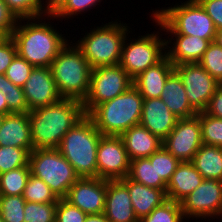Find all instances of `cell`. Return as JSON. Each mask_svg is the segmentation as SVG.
Segmentation results:
<instances>
[{"label": "cell", "instance_id": "1", "mask_svg": "<svg viewBox=\"0 0 222 222\" xmlns=\"http://www.w3.org/2000/svg\"><path fill=\"white\" fill-rule=\"evenodd\" d=\"M28 115L33 149L58 148L64 135L86 116L83 102L72 98H62Z\"/></svg>", "mask_w": 222, "mask_h": 222}, {"label": "cell", "instance_id": "2", "mask_svg": "<svg viewBox=\"0 0 222 222\" xmlns=\"http://www.w3.org/2000/svg\"><path fill=\"white\" fill-rule=\"evenodd\" d=\"M45 17L19 19L10 36L16 45L17 55L34 67H51L60 50L70 42L57 28L54 29L50 21L46 22Z\"/></svg>", "mask_w": 222, "mask_h": 222}, {"label": "cell", "instance_id": "3", "mask_svg": "<svg viewBox=\"0 0 222 222\" xmlns=\"http://www.w3.org/2000/svg\"><path fill=\"white\" fill-rule=\"evenodd\" d=\"M143 101L139 90L131 85L119 96L96 106L87 116L102 135L121 136L140 124Z\"/></svg>", "mask_w": 222, "mask_h": 222}, {"label": "cell", "instance_id": "4", "mask_svg": "<svg viewBox=\"0 0 222 222\" xmlns=\"http://www.w3.org/2000/svg\"><path fill=\"white\" fill-rule=\"evenodd\" d=\"M153 23L169 34L197 36L213 42L217 29L197 0H187L173 7L152 10Z\"/></svg>", "mask_w": 222, "mask_h": 222}, {"label": "cell", "instance_id": "5", "mask_svg": "<svg viewBox=\"0 0 222 222\" xmlns=\"http://www.w3.org/2000/svg\"><path fill=\"white\" fill-rule=\"evenodd\" d=\"M102 134L86 115L63 137L58 150L81 177H97V148Z\"/></svg>", "mask_w": 222, "mask_h": 222}, {"label": "cell", "instance_id": "6", "mask_svg": "<svg viewBox=\"0 0 222 222\" xmlns=\"http://www.w3.org/2000/svg\"><path fill=\"white\" fill-rule=\"evenodd\" d=\"M71 43L67 42L60 50L50 68L59 94L83 102L89 92L92 68L79 48Z\"/></svg>", "mask_w": 222, "mask_h": 222}, {"label": "cell", "instance_id": "7", "mask_svg": "<svg viewBox=\"0 0 222 222\" xmlns=\"http://www.w3.org/2000/svg\"><path fill=\"white\" fill-rule=\"evenodd\" d=\"M112 21L97 26L86 32L83 38H80L74 44L82 52L90 67L93 69L99 66L117 65L121 59L123 42L130 27ZM87 34V35H86Z\"/></svg>", "mask_w": 222, "mask_h": 222}, {"label": "cell", "instance_id": "8", "mask_svg": "<svg viewBox=\"0 0 222 222\" xmlns=\"http://www.w3.org/2000/svg\"><path fill=\"white\" fill-rule=\"evenodd\" d=\"M28 164L31 175L42 179L58 199L65 198L80 178L57 148L33 149Z\"/></svg>", "mask_w": 222, "mask_h": 222}, {"label": "cell", "instance_id": "9", "mask_svg": "<svg viewBox=\"0 0 222 222\" xmlns=\"http://www.w3.org/2000/svg\"><path fill=\"white\" fill-rule=\"evenodd\" d=\"M160 35L162 34L157 31L141 35L133 40L127 39L128 35H126L119 65L132 79L149 67L156 65L166 56V39H162Z\"/></svg>", "mask_w": 222, "mask_h": 222}, {"label": "cell", "instance_id": "10", "mask_svg": "<svg viewBox=\"0 0 222 222\" xmlns=\"http://www.w3.org/2000/svg\"><path fill=\"white\" fill-rule=\"evenodd\" d=\"M132 82L133 79L119 64L93 68L89 92L83 101L85 114L88 115L99 104L125 92L133 85Z\"/></svg>", "mask_w": 222, "mask_h": 222}, {"label": "cell", "instance_id": "11", "mask_svg": "<svg viewBox=\"0 0 222 222\" xmlns=\"http://www.w3.org/2000/svg\"><path fill=\"white\" fill-rule=\"evenodd\" d=\"M180 205L185 220L190 218H196V220L199 218L200 220L219 219L222 217V181L212 178L204 179L180 202Z\"/></svg>", "mask_w": 222, "mask_h": 222}, {"label": "cell", "instance_id": "12", "mask_svg": "<svg viewBox=\"0 0 222 222\" xmlns=\"http://www.w3.org/2000/svg\"><path fill=\"white\" fill-rule=\"evenodd\" d=\"M184 85L188 102L197 112H204L220 85L199 63H185L174 66Z\"/></svg>", "mask_w": 222, "mask_h": 222}, {"label": "cell", "instance_id": "13", "mask_svg": "<svg viewBox=\"0 0 222 222\" xmlns=\"http://www.w3.org/2000/svg\"><path fill=\"white\" fill-rule=\"evenodd\" d=\"M96 157L98 178L120 180L127 177L130 160L121 136L102 135Z\"/></svg>", "mask_w": 222, "mask_h": 222}, {"label": "cell", "instance_id": "14", "mask_svg": "<svg viewBox=\"0 0 222 222\" xmlns=\"http://www.w3.org/2000/svg\"><path fill=\"white\" fill-rule=\"evenodd\" d=\"M202 144L199 112L195 116L178 119L162 146L182 162L192 161Z\"/></svg>", "mask_w": 222, "mask_h": 222}, {"label": "cell", "instance_id": "15", "mask_svg": "<svg viewBox=\"0 0 222 222\" xmlns=\"http://www.w3.org/2000/svg\"><path fill=\"white\" fill-rule=\"evenodd\" d=\"M106 193V179L81 177L70 187L64 199L87 215L103 214Z\"/></svg>", "mask_w": 222, "mask_h": 222}, {"label": "cell", "instance_id": "16", "mask_svg": "<svg viewBox=\"0 0 222 222\" xmlns=\"http://www.w3.org/2000/svg\"><path fill=\"white\" fill-rule=\"evenodd\" d=\"M23 91L29 111L51 105L63 98L55 85L50 67H34Z\"/></svg>", "mask_w": 222, "mask_h": 222}, {"label": "cell", "instance_id": "17", "mask_svg": "<svg viewBox=\"0 0 222 222\" xmlns=\"http://www.w3.org/2000/svg\"><path fill=\"white\" fill-rule=\"evenodd\" d=\"M166 39V57L174 66L185 63H198L211 43L207 39L182 34H171V38Z\"/></svg>", "mask_w": 222, "mask_h": 222}, {"label": "cell", "instance_id": "18", "mask_svg": "<svg viewBox=\"0 0 222 222\" xmlns=\"http://www.w3.org/2000/svg\"><path fill=\"white\" fill-rule=\"evenodd\" d=\"M104 216L109 222H139L128 188L120 180H107Z\"/></svg>", "mask_w": 222, "mask_h": 222}, {"label": "cell", "instance_id": "19", "mask_svg": "<svg viewBox=\"0 0 222 222\" xmlns=\"http://www.w3.org/2000/svg\"><path fill=\"white\" fill-rule=\"evenodd\" d=\"M177 120L161 98L144 99L140 125L161 140L174 129Z\"/></svg>", "mask_w": 222, "mask_h": 222}, {"label": "cell", "instance_id": "20", "mask_svg": "<svg viewBox=\"0 0 222 222\" xmlns=\"http://www.w3.org/2000/svg\"><path fill=\"white\" fill-rule=\"evenodd\" d=\"M0 146L33 150L30 118L28 113H10L4 115L0 127Z\"/></svg>", "mask_w": 222, "mask_h": 222}, {"label": "cell", "instance_id": "21", "mask_svg": "<svg viewBox=\"0 0 222 222\" xmlns=\"http://www.w3.org/2000/svg\"><path fill=\"white\" fill-rule=\"evenodd\" d=\"M173 71L174 65L165 56L156 65L137 75L132 83L144 99L160 98L164 84Z\"/></svg>", "mask_w": 222, "mask_h": 222}, {"label": "cell", "instance_id": "22", "mask_svg": "<svg viewBox=\"0 0 222 222\" xmlns=\"http://www.w3.org/2000/svg\"><path fill=\"white\" fill-rule=\"evenodd\" d=\"M204 178L191 161H182L172 174L166 187L167 199L180 203L194 191Z\"/></svg>", "mask_w": 222, "mask_h": 222}, {"label": "cell", "instance_id": "23", "mask_svg": "<svg viewBox=\"0 0 222 222\" xmlns=\"http://www.w3.org/2000/svg\"><path fill=\"white\" fill-rule=\"evenodd\" d=\"M121 138L130 161L136 158L151 156L158 151L163 144V140L140 124L126 130L121 135Z\"/></svg>", "mask_w": 222, "mask_h": 222}, {"label": "cell", "instance_id": "24", "mask_svg": "<svg viewBox=\"0 0 222 222\" xmlns=\"http://www.w3.org/2000/svg\"><path fill=\"white\" fill-rule=\"evenodd\" d=\"M120 181L128 188L133 210L139 221L167 200L166 193L161 189L148 187L128 177Z\"/></svg>", "mask_w": 222, "mask_h": 222}, {"label": "cell", "instance_id": "25", "mask_svg": "<svg viewBox=\"0 0 222 222\" xmlns=\"http://www.w3.org/2000/svg\"><path fill=\"white\" fill-rule=\"evenodd\" d=\"M160 98L178 119L198 114L188 102L184 85L175 71L168 76Z\"/></svg>", "mask_w": 222, "mask_h": 222}, {"label": "cell", "instance_id": "26", "mask_svg": "<svg viewBox=\"0 0 222 222\" xmlns=\"http://www.w3.org/2000/svg\"><path fill=\"white\" fill-rule=\"evenodd\" d=\"M191 162L204 179L222 181V147L202 144Z\"/></svg>", "mask_w": 222, "mask_h": 222}, {"label": "cell", "instance_id": "27", "mask_svg": "<svg viewBox=\"0 0 222 222\" xmlns=\"http://www.w3.org/2000/svg\"><path fill=\"white\" fill-rule=\"evenodd\" d=\"M127 177L148 187L161 189L166 193L167 184L163 180H156L155 153L149 157L131 160Z\"/></svg>", "mask_w": 222, "mask_h": 222}, {"label": "cell", "instance_id": "28", "mask_svg": "<svg viewBox=\"0 0 222 222\" xmlns=\"http://www.w3.org/2000/svg\"><path fill=\"white\" fill-rule=\"evenodd\" d=\"M30 175L29 164L0 174V195H22Z\"/></svg>", "mask_w": 222, "mask_h": 222}, {"label": "cell", "instance_id": "29", "mask_svg": "<svg viewBox=\"0 0 222 222\" xmlns=\"http://www.w3.org/2000/svg\"><path fill=\"white\" fill-rule=\"evenodd\" d=\"M22 197L26 202L36 203H57L59 200L42 179L33 175L29 176Z\"/></svg>", "mask_w": 222, "mask_h": 222}, {"label": "cell", "instance_id": "30", "mask_svg": "<svg viewBox=\"0 0 222 222\" xmlns=\"http://www.w3.org/2000/svg\"><path fill=\"white\" fill-rule=\"evenodd\" d=\"M184 219L180 203L167 199L139 222H185Z\"/></svg>", "mask_w": 222, "mask_h": 222}, {"label": "cell", "instance_id": "31", "mask_svg": "<svg viewBox=\"0 0 222 222\" xmlns=\"http://www.w3.org/2000/svg\"><path fill=\"white\" fill-rule=\"evenodd\" d=\"M26 201L22 195H0V215L4 222H24Z\"/></svg>", "mask_w": 222, "mask_h": 222}, {"label": "cell", "instance_id": "32", "mask_svg": "<svg viewBox=\"0 0 222 222\" xmlns=\"http://www.w3.org/2000/svg\"><path fill=\"white\" fill-rule=\"evenodd\" d=\"M202 143L222 147V118L200 112Z\"/></svg>", "mask_w": 222, "mask_h": 222}, {"label": "cell", "instance_id": "33", "mask_svg": "<svg viewBox=\"0 0 222 222\" xmlns=\"http://www.w3.org/2000/svg\"><path fill=\"white\" fill-rule=\"evenodd\" d=\"M29 152L24 148L0 146V174L27 166Z\"/></svg>", "mask_w": 222, "mask_h": 222}, {"label": "cell", "instance_id": "34", "mask_svg": "<svg viewBox=\"0 0 222 222\" xmlns=\"http://www.w3.org/2000/svg\"><path fill=\"white\" fill-rule=\"evenodd\" d=\"M216 81L222 84V47L211 42L198 62Z\"/></svg>", "mask_w": 222, "mask_h": 222}, {"label": "cell", "instance_id": "35", "mask_svg": "<svg viewBox=\"0 0 222 222\" xmlns=\"http://www.w3.org/2000/svg\"><path fill=\"white\" fill-rule=\"evenodd\" d=\"M57 203L26 202L24 222H55Z\"/></svg>", "mask_w": 222, "mask_h": 222}, {"label": "cell", "instance_id": "36", "mask_svg": "<svg viewBox=\"0 0 222 222\" xmlns=\"http://www.w3.org/2000/svg\"><path fill=\"white\" fill-rule=\"evenodd\" d=\"M18 19L47 16L42 0H3Z\"/></svg>", "mask_w": 222, "mask_h": 222}, {"label": "cell", "instance_id": "37", "mask_svg": "<svg viewBox=\"0 0 222 222\" xmlns=\"http://www.w3.org/2000/svg\"><path fill=\"white\" fill-rule=\"evenodd\" d=\"M180 162L162 146L155 152L156 180H163L168 184Z\"/></svg>", "mask_w": 222, "mask_h": 222}, {"label": "cell", "instance_id": "38", "mask_svg": "<svg viewBox=\"0 0 222 222\" xmlns=\"http://www.w3.org/2000/svg\"><path fill=\"white\" fill-rule=\"evenodd\" d=\"M101 1L102 0H66L53 15H47V21L51 20V18H54L55 20L57 18H61V20H63V18L66 20V18L69 17L74 18V16L82 14L81 12H87L88 9L90 10L92 7L96 8Z\"/></svg>", "mask_w": 222, "mask_h": 222}, {"label": "cell", "instance_id": "39", "mask_svg": "<svg viewBox=\"0 0 222 222\" xmlns=\"http://www.w3.org/2000/svg\"><path fill=\"white\" fill-rule=\"evenodd\" d=\"M34 66L25 59L16 55L8 66L5 76L14 84L23 87L29 78Z\"/></svg>", "mask_w": 222, "mask_h": 222}, {"label": "cell", "instance_id": "40", "mask_svg": "<svg viewBox=\"0 0 222 222\" xmlns=\"http://www.w3.org/2000/svg\"><path fill=\"white\" fill-rule=\"evenodd\" d=\"M87 214L64 198L57 201L55 222H84Z\"/></svg>", "mask_w": 222, "mask_h": 222}, {"label": "cell", "instance_id": "41", "mask_svg": "<svg viewBox=\"0 0 222 222\" xmlns=\"http://www.w3.org/2000/svg\"><path fill=\"white\" fill-rule=\"evenodd\" d=\"M6 101L8 114L10 113H28V105L25 100L23 87L14 85L10 81V87L6 91Z\"/></svg>", "mask_w": 222, "mask_h": 222}, {"label": "cell", "instance_id": "42", "mask_svg": "<svg viewBox=\"0 0 222 222\" xmlns=\"http://www.w3.org/2000/svg\"><path fill=\"white\" fill-rule=\"evenodd\" d=\"M18 20L6 3L0 0V32L5 37H10L17 26Z\"/></svg>", "mask_w": 222, "mask_h": 222}, {"label": "cell", "instance_id": "43", "mask_svg": "<svg viewBox=\"0 0 222 222\" xmlns=\"http://www.w3.org/2000/svg\"><path fill=\"white\" fill-rule=\"evenodd\" d=\"M16 55V45L11 37H6L0 42V74H5Z\"/></svg>", "mask_w": 222, "mask_h": 222}, {"label": "cell", "instance_id": "44", "mask_svg": "<svg viewBox=\"0 0 222 222\" xmlns=\"http://www.w3.org/2000/svg\"><path fill=\"white\" fill-rule=\"evenodd\" d=\"M213 20L217 30L222 29V0H197Z\"/></svg>", "mask_w": 222, "mask_h": 222}, {"label": "cell", "instance_id": "45", "mask_svg": "<svg viewBox=\"0 0 222 222\" xmlns=\"http://www.w3.org/2000/svg\"><path fill=\"white\" fill-rule=\"evenodd\" d=\"M204 112L211 116L222 118V84L217 87Z\"/></svg>", "mask_w": 222, "mask_h": 222}, {"label": "cell", "instance_id": "46", "mask_svg": "<svg viewBox=\"0 0 222 222\" xmlns=\"http://www.w3.org/2000/svg\"><path fill=\"white\" fill-rule=\"evenodd\" d=\"M65 1L66 0H46L44 4V0H42L43 11L47 15H53L63 5Z\"/></svg>", "mask_w": 222, "mask_h": 222}, {"label": "cell", "instance_id": "47", "mask_svg": "<svg viewBox=\"0 0 222 222\" xmlns=\"http://www.w3.org/2000/svg\"><path fill=\"white\" fill-rule=\"evenodd\" d=\"M10 87V80L5 76V74H0V91L3 95H6V91Z\"/></svg>", "mask_w": 222, "mask_h": 222}, {"label": "cell", "instance_id": "48", "mask_svg": "<svg viewBox=\"0 0 222 222\" xmlns=\"http://www.w3.org/2000/svg\"><path fill=\"white\" fill-rule=\"evenodd\" d=\"M84 222H109L104 214L87 215Z\"/></svg>", "mask_w": 222, "mask_h": 222}, {"label": "cell", "instance_id": "49", "mask_svg": "<svg viewBox=\"0 0 222 222\" xmlns=\"http://www.w3.org/2000/svg\"><path fill=\"white\" fill-rule=\"evenodd\" d=\"M0 114L1 115H7L8 114V106L6 101V95L2 94V91H0Z\"/></svg>", "mask_w": 222, "mask_h": 222}, {"label": "cell", "instance_id": "50", "mask_svg": "<svg viewBox=\"0 0 222 222\" xmlns=\"http://www.w3.org/2000/svg\"><path fill=\"white\" fill-rule=\"evenodd\" d=\"M214 42L222 47V29L217 30Z\"/></svg>", "mask_w": 222, "mask_h": 222}, {"label": "cell", "instance_id": "51", "mask_svg": "<svg viewBox=\"0 0 222 222\" xmlns=\"http://www.w3.org/2000/svg\"><path fill=\"white\" fill-rule=\"evenodd\" d=\"M6 37L0 32V42L3 41Z\"/></svg>", "mask_w": 222, "mask_h": 222}, {"label": "cell", "instance_id": "52", "mask_svg": "<svg viewBox=\"0 0 222 222\" xmlns=\"http://www.w3.org/2000/svg\"><path fill=\"white\" fill-rule=\"evenodd\" d=\"M3 118H4V115L0 114V127H1V124H2V121H3Z\"/></svg>", "mask_w": 222, "mask_h": 222}]
</instances>
